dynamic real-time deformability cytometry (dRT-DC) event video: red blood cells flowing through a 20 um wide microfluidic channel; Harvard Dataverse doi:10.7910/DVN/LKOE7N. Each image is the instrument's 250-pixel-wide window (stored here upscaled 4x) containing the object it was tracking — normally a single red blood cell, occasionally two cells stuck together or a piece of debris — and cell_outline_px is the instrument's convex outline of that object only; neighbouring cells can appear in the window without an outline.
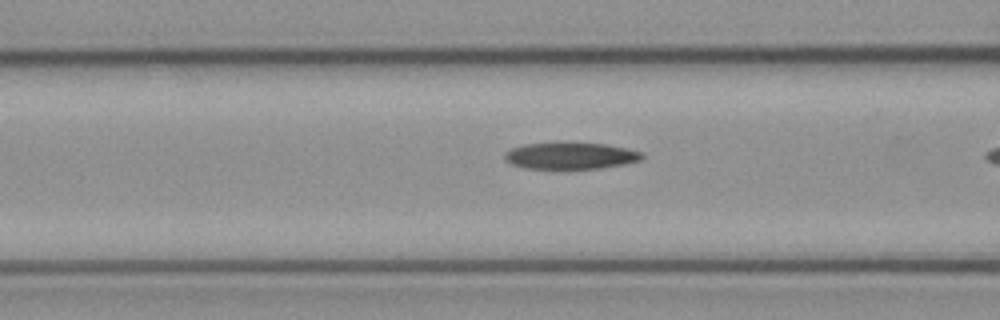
{"species": "common noctule bat (a hibernating species)", "species_latin": "Nyctalus noctula", "temperature_condition": "cold", "stored_images_in_passage": 8, "camera_frame_rate_fps": 3000, "um_per_image_px": 0.085, "animal": {"sex": "female", "body_mass_g": 21.9}, "frame": {"image": 1, "passage_image": 7, "time_ms": 2.0, "image_size_px": [1000, 320], "cell_outline_px": [[644, 156], [640, 160], [624, 164], [600, 168], [564, 172], [552, 172], [524, 168], [512, 164], [504, 160], [504, 152], [512, 148], [524, 144], [604, 144], [628, 148], [640, 152]], "centroid_in_image_um": [48.43, 13.32], "position_along_channel_um": 118.2, "area_um2": 22.02}}